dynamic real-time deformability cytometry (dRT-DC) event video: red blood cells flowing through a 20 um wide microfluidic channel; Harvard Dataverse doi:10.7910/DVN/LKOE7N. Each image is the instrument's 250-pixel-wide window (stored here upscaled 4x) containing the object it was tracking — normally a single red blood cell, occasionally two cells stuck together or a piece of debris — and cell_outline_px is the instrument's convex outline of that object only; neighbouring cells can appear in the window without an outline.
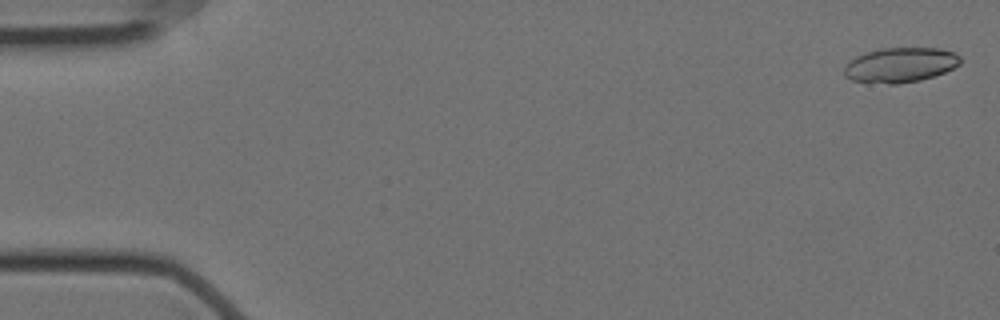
{"species": "Egyptian fruit bat (a non-hibernating species)", "species_latin": "Rousettus aegyptiacus", "temperature_condition": "cold", "stored_images_in_passage": 19, "camera_frame_rate_fps": 3000, "um_per_image_px": 0.085, "animal": {"sex": "female"}, "frame": {"image": 1, "passage_image": 2, "time_ms": 0.333, "image_size_px": [1000, 320], "cell_outline_px": [[960, 64], [944, 72], [920, 80], [896, 84], [888, 84], [852, 80], [844, 76], [844, 68], [848, 60], [856, 56], [868, 52], [884, 48], [936, 48], [956, 52], [960, 56]], "centroid_in_image_um": [76.51, 5.52], "position_along_channel_um": 8.5, "area_um2": 23.47}}
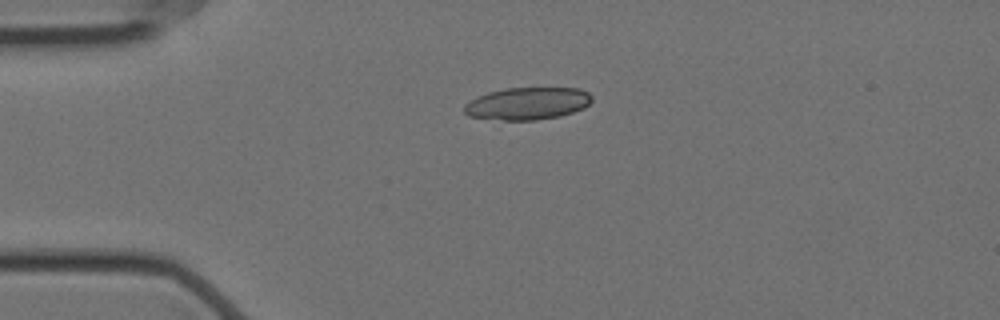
{"frame": {"image": 2, "passage_image": 14, "time_ms": 4.333, "image_size_px": [1000, 320], "cell_outline_px": [[592, 100], [584, 108], [560, 116], [536, 120], [504, 120], [468, 116], [464, 112], [464, 104], [488, 92], [504, 88], [580, 88], [588, 92], [592, 96]], "centroid_in_image_um": [44.85, 8.79], "position_along_channel_um": 40.1, "area_um2": 23.99}}